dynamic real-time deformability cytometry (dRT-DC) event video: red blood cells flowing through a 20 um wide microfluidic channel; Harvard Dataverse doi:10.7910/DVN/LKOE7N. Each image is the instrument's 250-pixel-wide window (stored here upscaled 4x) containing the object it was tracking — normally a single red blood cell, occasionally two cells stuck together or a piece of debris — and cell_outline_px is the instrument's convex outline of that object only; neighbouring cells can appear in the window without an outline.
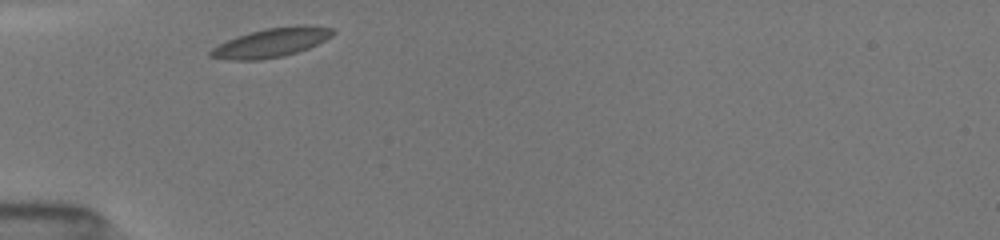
{"species": "common noctule bat (a hibernating species)", "species_latin": "Nyctalus noctula", "temperature_condition": "room temperature", "stored_images_in_passage": 28, "camera_frame_rate_fps": 3000, "um_per_image_px": 0.085, "animal": {"sex": "female", "body_mass_g": 19.5, "forearm_length_mm": 54.1}, "frame": {"image": 1, "passage_image": 1, "time_ms": 0.0, "image_size_px": [1000, 240], "cell_outline_px": [[336, 32], [332, 36], [308, 48], [284, 56], [260, 60], [228, 60], [208, 56], [208, 52], [212, 48], [236, 36], [248, 32], [264, 28], [304, 24], [332, 28]], "centroid_in_image_um": [23.05, 3.61], "position_along_channel_um": 62.0, "area_um2": 20.81}}
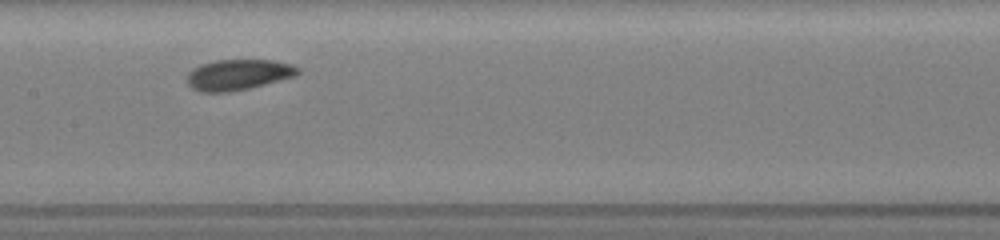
{"frame": {"image": 2, "passage_image": 11, "time_ms": 3.333, "image_size_px": [1000, 240], "cell_outline_px": [[300, 72], [296, 76], [248, 88], [228, 92], [200, 92], [192, 88], [188, 84], [188, 72], [192, 68], [200, 64], [212, 60], [276, 60], [292, 64], [300, 68]], "centroid_in_image_um": [20.25, 6.33], "position_along_channel_um": 187.1, "area_um2": 19.94}}
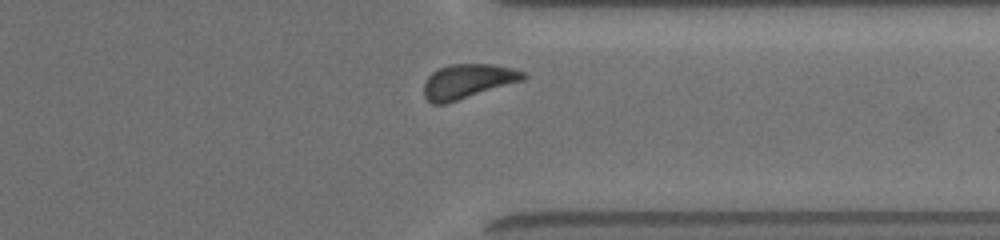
{"frame": {"image": 3, "passage_image": 25, "time_ms": 8.0, "image_size_px": [1000, 240], "cell_outline_px": [[528, 76], [524, 80], [444, 104], [432, 104], [424, 96], [424, 84], [428, 76], [432, 72], [440, 68], [452, 64], [492, 64], [512, 68], [524, 72]], "centroid_in_image_um": [39.76, 6.9], "position_along_channel_um": 371.6, "area_um2": 19.77}, "authors_computed_cell_mechanics": {"area_um2": 19.7098, "velocity_mm_per_s": 3.9462, "shape_relaxation_time_tau1_ms": 1.9118, "shape_relaxation_time_tau2_ms": null, "deformation_change_tau1": 0.0571, "deformation_change_tau2": null}}